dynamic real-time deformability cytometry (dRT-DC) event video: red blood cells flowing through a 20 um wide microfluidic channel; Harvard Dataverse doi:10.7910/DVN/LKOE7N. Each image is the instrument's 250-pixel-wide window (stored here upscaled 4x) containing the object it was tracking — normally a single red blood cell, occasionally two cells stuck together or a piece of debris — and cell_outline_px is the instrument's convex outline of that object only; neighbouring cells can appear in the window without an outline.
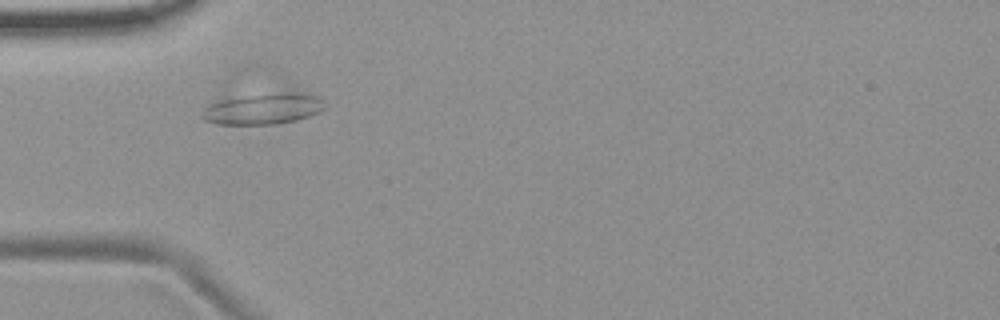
{"species": "common noctule bat (a hibernating species)", "species_latin": "Nyctalus noctula", "temperature_condition": "room temperature", "stored_images_in_passage": 51, "camera_frame_rate_fps": 3000, "um_per_image_px": 0.085, "animal": {"sex": "female", "body_mass_g": 19.9}, "frame": {"image": 1, "passage_image": 14, "time_ms": 4.333, "image_size_px": [1000, 320], "cell_outline_px": [[324, 108], [320, 112], [296, 120], [276, 124], [216, 124], [204, 120], [200, 116], [204, 108], [208, 104], [224, 96], [288, 88], [296, 88], [316, 96], [320, 100]], "centroid_in_image_um": [22.33, 9.14], "position_along_channel_um": 62.7, "area_um2": 24.04}}
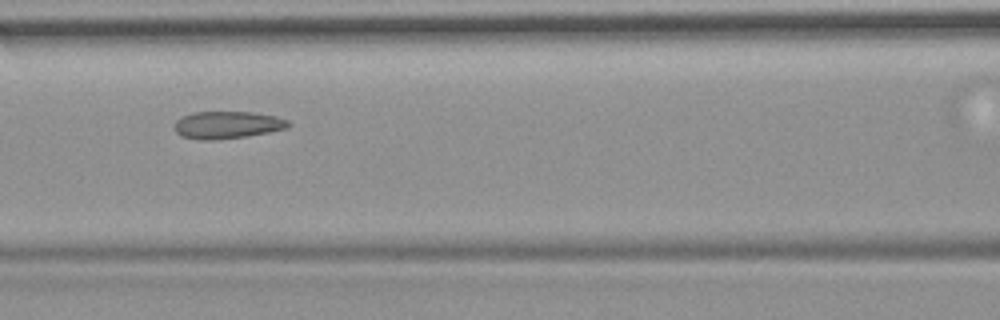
{"frame": {"image": 2, "passage_image": 21, "time_ms": 6.667, "image_size_px": [1000, 320], "cell_outline_px": [[292, 124], [288, 128], [248, 136], [216, 140], [200, 140], [180, 136], [172, 128], [176, 120], [180, 116], [192, 112], [252, 112], [276, 116], [288, 120]], "centroid_in_image_um": [19.28, 10.62], "position_along_channel_um": 147.3, "area_um2": 18.5}}
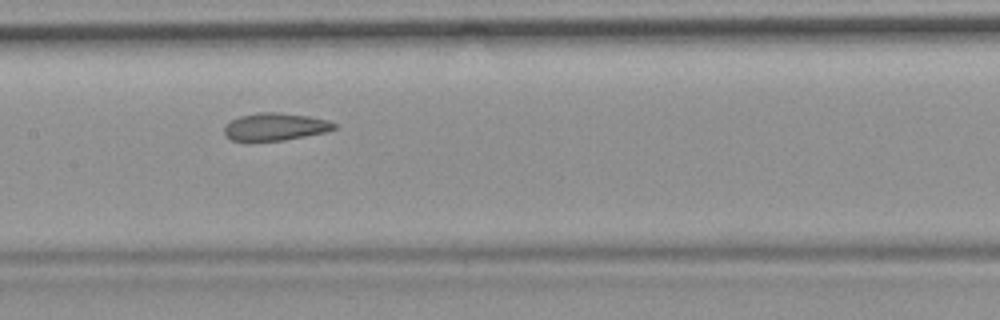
{"frame": {"image": 3, "passage_image": 24, "time_ms": 7.667, "image_size_px": [1000, 320], "cell_outline_px": [[336, 128], [324, 132], [284, 140], [248, 144], [232, 140], [224, 132], [224, 124], [240, 116], [256, 112], [276, 112], [308, 116], [328, 120], [336, 124]], "centroid_in_image_um": [23.31, 10.81], "position_along_channel_um": 184.1, "area_um2": 18.09}, "authors_computed_cell_mechanics": {"area_um2": 19.2474, "velocity_mm_per_s": 3.6946, "shape_relaxation_time_tau1_ms": null, "shape_relaxation_time_tau2_ms": 2.4608, "deformation_change_tau1": null, "deformation_change_tau2": 0.0706}}